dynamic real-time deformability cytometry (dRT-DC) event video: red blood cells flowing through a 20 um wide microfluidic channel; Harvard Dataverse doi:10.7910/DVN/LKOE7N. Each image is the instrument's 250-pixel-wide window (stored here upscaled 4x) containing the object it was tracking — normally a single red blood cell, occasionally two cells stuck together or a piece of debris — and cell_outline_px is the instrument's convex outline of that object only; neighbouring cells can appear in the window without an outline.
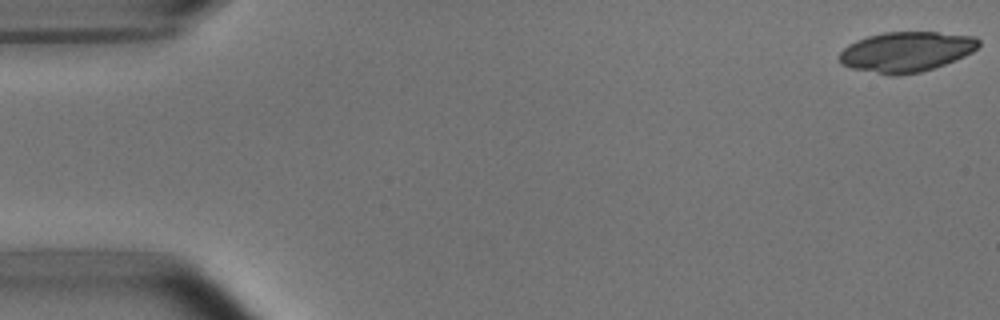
{"species": "common noctule bat (a hibernating species)", "species_latin": "Nyctalus noctula", "temperature_condition": "room temperature", "stored_images_in_passage": 5, "camera_frame_rate_fps": 3000, "um_per_image_px": 0.085, "animal": {"sex": "male", "body_mass_g": 15.6}, "frame": {"image": 1, "passage_image": 1, "time_ms": 0.0, "image_size_px": [1000, 320], "cell_outline_px": [[980, 44], [972, 52], [956, 60], [920, 72], [896, 76], [888, 76], [852, 68], [840, 64], [836, 56], [848, 44], [856, 40], [868, 36], [884, 32], [936, 32], [976, 36], [980, 40]], "centroid_in_image_um": [76.99, 4.4], "position_along_channel_um": 8.0, "area_um2": 32.89}}